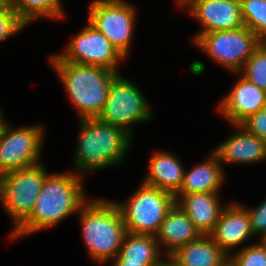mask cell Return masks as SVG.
I'll use <instances>...</instances> for the list:
<instances>
[{
    "mask_svg": "<svg viewBox=\"0 0 266 266\" xmlns=\"http://www.w3.org/2000/svg\"><path fill=\"white\" fill-rule=\"evenodd\" d=\"M80 175H47L31 215L10 235L17 238L55 226L73 212H78L88 200Z\"/></svg>",
    "mask_w": 266,
    "mask_h": 266,
    "instance_id": "6da1fadb",
    "label": "cell"
},
{
    "mask_svg": "<svg viewBox=\"0 0 266 266\" xmlns=\"http://www.w3.org/2000/svg\"><path fill=\"white\" fill-rule=\"evenodd\" d=\"M51 62L69 98L78 109L79 119L98 118L118 72L99 66L62 61L57 55L51 57Z\"/></svg>",
    "mask_w": 266,
    "mask_h": 266,
    "instance_id": "7a4b0ae2",
    "label": "cell"
},
{
    "mask_svg": "<svg viewBox=\"0 0 266 266\" xmlns=\"http://www.w3.org/2000/svg\"><path fill=\"white\" fill-rule=\"evenodd\" d=\"M80 123L81 131L74 161L80 174L122 162L131 142L128 132L98 118L80 119Z\"/></svg>",
    "mask_w": 266,
    "mask_h": 266,
    "instance_id": "3957f363",
    "label": "cell"
},
{
    "mask_svg": "<svg viewBox=\"0 0 266 266\" xmlns=\"http://www.w3.org/2000/svg\"><path fill=\"white\" fill-rule=\"evenodd\" d=\"M79 212L84 242L91 258L103 263L117 257L127 229L116 202L86 201Z\"/></svg>",
    "mask_w": 266,
    "mask_h": 266,
    "instance_id": "277c9868",
    "label": "cell"
},
{
    "mask_svg": "<svg viewBox=\"0 0 266 266\" xmlns=\"http://www.w3.org/2000/svg\"><path fill=\"white\" fill-rule=\"evenodd\" d=\"M174 204L173 194L144 183L127 203L116 202L127 232L150 235L158 232Z\"/></svg>",
    "mask_w": 266,
    "mask_h": 266,
    "instance_id": "5b68a950",
    "label": "cell"
},
{
    "mask_svg": "<svg viewBox=\"0 0 266 266\" xmlns=\"http://www.w3.org/2000/svg\"><path fill=\"white\" fill-rule=\"evenodd\" d=\"M48 174L39 163L0 176V200L15 222V231L32 213Z\"/></svg>",
    "mask_w": 266,
    "mask_h": 266,
    "instance_id": "8992f818",
    "label": "cell"
},
{
    "mask_svg": "<svg viewBox=\"0 0 266 266\" xmlns=\"http://www.w3.org/2000/svg\"><path fill=\"white\" fill-rule=\"evenodd\" d=\"M194 42L214 61L239 73L260 46L261 39L243 26L233 30L206 32L194 38Z\"/></svg>",
    "mask_w": 266,
    "mask_h": 266,
    "instance_id": "52a82bcc",
    "label": "cell"
},
{
    "mask_svg": "<svg viewBox=\"0 0 266 266\" xmlns=\"http://www.w3.org/2000/svg\"><path fill=\"white\" fill-rule=\"evenodd\" d=\"M150 118V108L140 89L118 75L111 83L107 101L98 119L132 135L129 124L144 123Z\"/></svg>",
    "mask_w": 266,
    "mask_h": 266,
    "instance_id": "ba28073f",
    "label": "cell"
},
{
    "mask_svg": "<svg viewBox=\"0 0 266 266\" xmlns=\"http://www.w3.org/2000/svg\"><path fill=\"white\" fill-rule=\"evenodd\" d=\"M135 14L134 8L124 0H94L90 5L88 23L125 58L129 53Z\"/></svg>",
    "mask_w": 266,
    "mask_h": 266,
    "instance_id": "9c48e42d",
    "label": "cell"
},
{
    "mask_svg": "<svg viewBox=\"0 0 266 266\" xmlns=\"http://www.w3.org/2000/svg\"><path fill=\"white\" fill-rule=\"evenodd\" d=\"M42 133L40 125L13 130L6 123L0 137V176L39 164Z\"/></svg>",
    "mask_w": 266,
    "mask_h": 266,
    "instance_id": "30bf717a",
    "label": "cell"
},
{
    "mask_svg": "<svg viewBox=\"0 0 266 266\" xmlns=\"http://www.w3.org/2000/svg\"><path fill=\"white\" fill-rule=\"evenodd\" d=\"M57 56L62 61L104 67L115 72L124 58L90 23L71 40L65 53Z\"/></svg>",
    "mask_w": 266,
    "mask_h": 266,
    "instance_id": "8fae6325",
    "label": "cell"
},
{
    "mask_svg": "<svg viewBox=\"0 0 266 266\" xmlns=\"http://www.w3.org/2000/svg\"><path fill=\"white\" fill-rule=\"evenodd\" d=\"M189 12L204 26L206 32L233 30L244 26L240 0H190Z\"/></svg>",
    "mask_w": 266,
    "mask_h": 266,
    "instance_id": "7c38bea8",
    "label": "cell"
},
{
    "mask_svg": "<svg viewBox=\"0 0 266 266\" xmlns=\"http://www.w3.org/2000/svg\"><path fill=\"white\" fill-rule=\"evenodd\" d=\"M220 102L219 112L230 123L240 125L250 115L263 110L266 105V91L242 77Z\"/></svg>",
    "mask_w": 266,
    "mask_h": 266,
    "instance_id": "4fadbf2b",
    "label": "cell"
},
{
    "mask_svg": "<svg viewBox=\"0 0 266 266\" xmlns=\"http://www.w3.org/2000/svg\"><path fill=\"white\" fill-rule=\"evenodd\" d=\"M210 237L229 255L228 251L244 243L254 234L247 209L237 203L223 208Z\"/></svg>",
    "mask_w": 266,
    "mask_h": 266,
    "instance_id": "5bb4252c",
    "label": "cell"
},
{
    "mask_svg": "<svg viewBox=\"0 0 266 266\" xmlns=\"http://www.w3.org/2000/svg\"><path fill=\"white\" fill-rule=\"evenodd\" d=\"M218 199L217 192L175 195V203L188 215L202 235H209L219 220L224 207L220 206Z\"/></svg>",
    "mask_w": 266,
    "mask_h": 266,
    "instance_id": "9a60e30c",
    "label": "cell"
},
{
    "mask_svg": "<svg viewBox=\"0 0 266 266\" xmlns=\"http://www.w3.org/2000/svg\"><path fill=\"white\" fill-rule=\"evenodd\" d=\"M234 126L240 132L233 133L214 150L220 162L250 164L265 160L266 141L249 133L241 125Z\"/></svg>",
    "mask_w": 266,
    "mask_h": 266,
    "instance_id": "2e32d148",
    "label": "cell"
},
{
    "mask_svg": "<svg viewBox=\"0 0 266 266\" xmlns=\"http://www.w3.org/2000/svg\"><path fill=\"white\" fill-rule=\"evenodd\" d=\"M229 256L210 237L201 235L168 256L177 266H229Z\"/></svg>",
    "mask_w": 266,
    "mask_h": 266,
    "instance_id": "e0dca14e",
    "label": "cell"
},
{
    "mask_svg": "<svg viewBox=\"0 0 266 266\" xmlns=\"http://www.w3.org/2000/svg\"><path fill=\"white\" fill-rule=\"evenodd\" d=\"M201 235L188 215L175 203L161 223L155 238L159 243L166 245L169 256L179 247L198 239Z\"/></svg>",
    "mask_w": 266,
    "mask_h": 266,
    "instance_id": "ac0fdd59",
    "label": "cell"
},
{
    "mask_svg": "<svg viewBox=\"0 0 266 266\" xmlns=\"http://www.w3.org/2000/svg\"><path fill=\"white\" fill-rule=\"evenodd\" d=\"M148 169L144 184L157 187L174 196L180 191L185 170L175 155L157 151L151 157Z\"/></svg>",
    "mask_w": 266,
    "mask_h": 266,
    "instance_id": "d6986e66",
    "label": "cell"
},
{
    "mask_svg": "<svg viewBox=\"0 0 266 266\" xmlns=\"http://www.w3.org/2000/svg\"><path fill=\"white\" fill-rule=\"evenodd\" d=\"M209 159L184 172L183 182L177 194L218 192L224 180L221 162L214 151Z\"/></svg>",
    "mask_w": 266,
    "mask_h": 266,
    "instance_id": "ffe728a7",
    "label": "cell"
},
{
    "mask_svg": "<svg viewBox=\"0 0 266 266\" xmlns=\"http://www.w3.org/2000/svg\"><path fill=\"white\" fill-rule=\"evenodd\" d=\"M159 245L155 235L127 232L114 261L163 263L164 261L160 259Z\"/></svg>",
    "mask_w": 266,
    "mask_h": 266,
    "instance_id": "44dd1931",
    "label": "cell"
},
{
    "mask_svg": "<svg viewBox=\"0 0 266 266\" xmlns=\"http://www.w3.org/2000/svg\"><path fill=\"white\" fill-rule=\"evenodd\" d=\"M18 18L27 26L40 17L62 18L63 8L60 0H8Z\"/></svg>",
    "mask_w": 266,
    "mask_h": 266,
    "instance_id": "7402d4cb",
    "label": "cell"
},
{
    "mask_svg": "<svg viewBox=\"0 0 266 266\" xmlns=\"http://www.w3.org/2000/svg\"><path fill=\"white\" fill-rule=\"evenodd\" d=\"M244 26L261 40L266 37V0H240Z\"/></svg>",
    "mask_w": 266,
    "mask_h": 266,
    "instance_id": "603a6c76",
    "label": "cell"
},
{
    "mask_svg": "<svg viewBox=\"0 0 266 266\" xmlns=\"http://www.w3.org/2000/svg\"><path fill=\"white\" fill-rule=\"evenodd\" d=\"M246 80L266 91V47L261 43L252 53L240 72Z\"/></svg>",
    "mask_w": 266,
    "mask_h": 266,
    "instance_id": "cb8c5ba5",
    "label": "cell"
},
{
    "mask_svg": "<svg viewBox=\"0 0 266 266\" xmlns=\"http://www.w3.org/2000/svg\"><path fill=\"white\" fill-rule=\"evenodd\" d=\"M229 266H266V247L260 242L229 257Z\"/></svg>",
    "mask_w": 266,
    "mask_h": 266,
    "instance_id": "d4e9b609",
    "label": "cell"
},
{
    "mask_svg": "<svg viewBox=\"0 0 266 266\" xmlns=\"http://www.w3.org/2000/svg\"><path fill=\"white\" fill-rule=\"evenodd\" d=\"M25 24L18 18L16 11L8 4L0 10V41L16 34L25 28Z\"/></svg>",
    "mask_w": 266,
    "mask_h": 266,
    "instance_id": "484cf974",
    "label": "cell"
},
{
    "mask_svg": "<svg viewBox=\"0 0 266 266\" xmlns=\"http://www.w3.org/2000/svg\"><path fill=\"white\" fill-rule=\"evenodd\" d=\"M240 125L249 133L266 141V105L263 110L250 115Z\"/></svg>",
    "mask_w": 266,
    "mask_h": 266,
    "instance_id": "4316f807",
    "label": "cell"
},
{
    "mask_svg": "<svg viewBox=\"0 0 266 266\" xmlns=\"http://www.w3.org/2000/svg\"><path fill=\"white\" fill-rule=\"evenodd\" d=\"M251 229L253 234H261L262 238L266 235V200L262 202L255 210L247 209Z\"/></svg>",
    "mask_w": 266,
    "mask_h": 266,
    "instance_id": "83f0119b",
    "label": "cell"
},
{
    "mask_svg": "<svg viewBox=\"0 0 266 266\" xmlns=\"http://www.w3.org/2000/svg\"><path fill=\"white\" fill-rule=\"evenodd\" d=\"M163 263H134L128 261H114V266H162Z\"/></svg>",
    "mask_w": 266,
    "mask_h": 266,
    "instance_id": "f1b7e54d",
    "label": "cell"
},
{
    "mask_svg": "<svg viewBox=\"0 0 266 266\" xmlns=\"http://www.w3.org/2000/svg\"><path fill=\"white\" fill-rule=\"evenodd\" d=\"M3 115L1 114L0 112V137H1V134H2V131L6 125L5 121L3 120Z\"/></svg>",
    "mask_w": 266,
    "mask_h": 266,
    "instance_id": "f546056e",
    "label": "cell"
},
{
    "mask_svg": "<svg viewBox=\"0 0 266 266\" xmlns=\"http://www.w3.org/2000/svg\"><path fill=\"white\" fill-rule=\"evenodd\" d=\"M8 5V0H0V10H3Z\"/></svg>",
    "mask_w": 266,
    "mask_h": 266,
    "instance_id": "4dcf8cb0",
    "label": "cell"
},
{
    "mask_svg": "<svg viewBox=\"0 0 266 266\" xmlns=\"http://www.w3.org/2000/svg\"><path fill=\"white\" fill-rule=\"evenodd\" d=\"M162 266H177L175 263H173L170 259L167 261H164Z\"/></svg>",
    "mask_w": 266,
    "mask_h": 266,
    "instance_id": "1f68e13d",
    "label": "cell"
},
{
    "mask_svg": "<svg viewBox=\"0 0 266 266\" xmlns=\"http://www.w3.org/2000/svg\"><path fill=\"white\" fill-rule=\"evenodd\" d=\"M180 6H184L187 8V4L190 2V0H178Z\"/></svg>",
    "mask_w": 266,
    "mask_h": 266,
    "instance_id": "d6a6232c",
    "label": "cell"
},
{
    "mask_svg": "<svg viewBox=\"0 0 266 266\" xmlns=\"http://www.w3.org/2000/svg\"><path fill=\"white\" fill-rule=\"evenodd\" d=\"M261 243L266 247V235L262 238Z\"/></svg>",
    "mask_w": 266,
    "mask_h": 266,
    "instance_id": "836d02e7",
    "label": "cell"
},
{
    "mask_svg": "<svg viewBox=\"0 0 266 266\" xmlns=\"http://www.w3.org/2000/svg\"><path fill=\"white\" fill-rule=\"evenodd\" d=\"M261 43L266 47V37L263 40H261Z\"/></svg>",
    "mask_w": 266,
    "mask_h": 266,
    "instance_id": "e575fe53",
    "label": "cell"
}]
</instances>
